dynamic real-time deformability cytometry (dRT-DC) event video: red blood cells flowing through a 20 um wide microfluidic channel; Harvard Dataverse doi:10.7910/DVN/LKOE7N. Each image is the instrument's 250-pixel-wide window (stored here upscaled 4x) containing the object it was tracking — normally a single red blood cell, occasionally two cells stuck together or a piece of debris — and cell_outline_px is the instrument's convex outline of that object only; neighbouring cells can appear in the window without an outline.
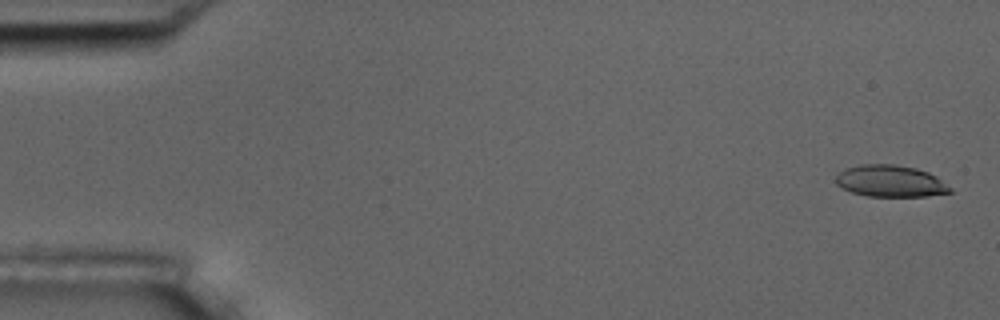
{"species": "common noctule bat (a hibernating species)", "species_latin": "Nyctalus noctula", "temperature_condition": "room temperature", "stored_images_in_passage": 5, "camera_frame_rate_fps": 3000, "um_per_image_px": 0.085, "animal": {"sex": "male", "body_mass_g": 17.5, "forearm_length_mm": 52.3}, "frame": {"image": 1, "passage_image": 1, "time_ms": 0.0, "image_size_px": [1000, 320], "cell_outline_px": [[952, 192], [928, 196], [868, 196], [852, 192], [836, 184], [836, 176], [844, 168], [860, 164], [896, 164], [916, 168], [928, 172], [936, 176], [952, 188]], "centroid_in_image_um": [75.7, 15.38], "position_along_channel_um": 9.3, "area_um2": 21.15}}
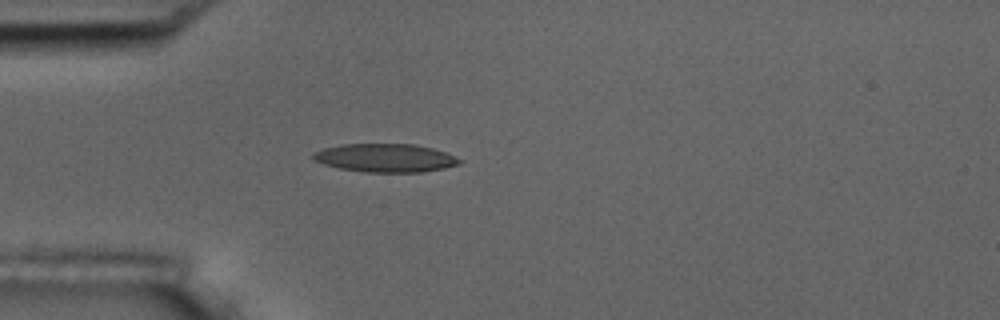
{"frame": {"image": 2, "passage_image": 5, "time_ms": 4.667, "image_size_px": [1000, 320], "cell_outline_px": [[464, 160], [460, 164], [444, 168], [424, 172], [364, 172], [340, 168], [324, 164], [312, 160], [312, 152], [324, 148], [340, 144], [412, 144], [432, 148], [456, 156]], "centroid_in_image_um": [32.75, 13.42], "position_along_channel_um": 52.2, "area_um2": 24.33}}